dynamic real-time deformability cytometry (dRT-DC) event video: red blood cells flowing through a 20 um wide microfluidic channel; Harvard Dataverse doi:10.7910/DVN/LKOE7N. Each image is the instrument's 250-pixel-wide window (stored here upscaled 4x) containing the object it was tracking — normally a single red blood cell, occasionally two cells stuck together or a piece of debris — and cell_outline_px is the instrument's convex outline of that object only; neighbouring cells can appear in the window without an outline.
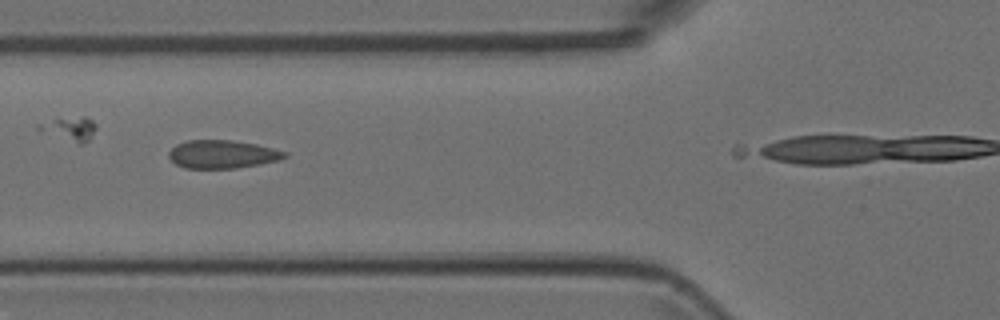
{"species": "Egyptian fruit bat (a non-hibernating species)", "species_latin": "Rousettus aegyptiacus", "temperature_condition": "room temperature", "stored_images_in_passage": 7, "camera_frame_rate_fps": 3000, "um_per_image_px": 0.085, "animal": {"sex": "female"}, "frame": {"image": 1, "passage_image": 3, "time_ms": 0.667, "image_size_px": [1000, 320], "cell_outline_px": [[288, 156], [280, 160], [260, 164], [236, 168], [184, 168], [176, 164], [168, 156], [168, 152], [176, 144], [188, 140], [232, 140], [256, 144], [288, 152]], "centroid_in_image_um": [18.91, 13.11], "position_along_channel_um": 106.9, "area_um2": 19.07}}
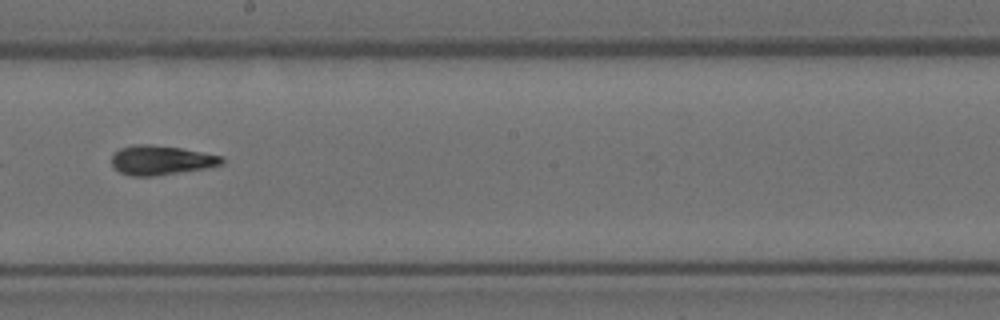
{"frame": {"image": 2, "passage_image": 7, "time_ms": 2.0, "image_size_px": [1000, 320], "cell_outline_px": [[224, 164], [204, 168], [152, 176], [132, 176], [120, 172], [112, 164], [112, 156], [120, 148], [132, 144], [148, 144], [180, 148], [224, 156]], "centroid_in_image_um": [13.7, 13.6], "position_along_channel_um": 234.5, "area_um2": 18.67}}